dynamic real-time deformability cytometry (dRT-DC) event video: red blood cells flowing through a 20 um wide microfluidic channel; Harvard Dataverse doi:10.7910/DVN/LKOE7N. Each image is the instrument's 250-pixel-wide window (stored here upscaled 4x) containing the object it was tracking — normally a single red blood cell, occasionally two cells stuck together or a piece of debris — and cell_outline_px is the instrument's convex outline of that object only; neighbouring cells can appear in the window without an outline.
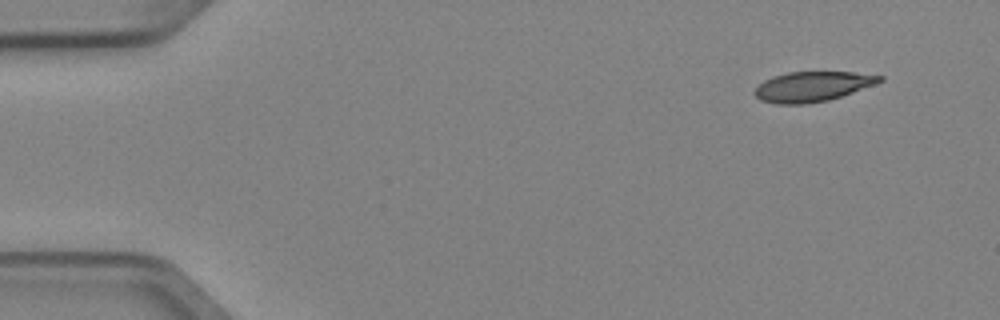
{"species": "Egyptian fruit bat (a non-hibernating species)", "species_latin": "Rousettus aegyptiacus", "temperature_condition": "cold", "stored_images_in_passage": 3, "camera_frame_rate_fps": 3000, "um_per_image_px": 0.085, "animal": {"sex": "female"}, "frame": {"image": 1, "passage_image": 1, "time_ms": 0.0, "image_size_px": [1000, 320], "cell_outline_px": [[884, 80], [876, 84], [828, 100], [804, 104], [776, 104], [760, 100], [752, 92], [764, 80], [772, 76], [788, 72], [852, 72], [884, 76]], "centroid_in_image_um": [69.03, 7.35], "position_along_channel_um": 16.0, "area_um2": 21.79}}